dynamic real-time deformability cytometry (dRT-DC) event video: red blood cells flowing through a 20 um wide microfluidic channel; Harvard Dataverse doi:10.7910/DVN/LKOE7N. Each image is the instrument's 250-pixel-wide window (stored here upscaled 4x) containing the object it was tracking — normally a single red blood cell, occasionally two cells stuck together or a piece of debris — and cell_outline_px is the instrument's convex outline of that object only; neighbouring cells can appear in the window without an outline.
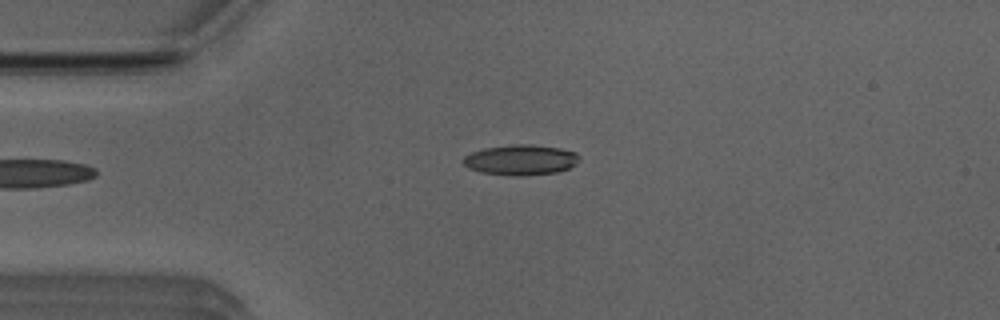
{"species": "Egyptian fruit bat (a non-hibernating species)", "species_latin": "Rousettus aegyptiacus", "temperature_condition": "room temperature", "stored_images_in_passage": 27, "camera_frame_rate_fps": 3000, "um_per_image_px": 0.085, "animal": {"sex": "male"}, "frame": {"image": 1, "passage_image": 1, "time_ms": 0.0, "image_size_px": [1000, 320], "cell_outline_px": [[580, 160], [576, 164], [568, 168], [556, 172], [480, 172], [468, 168], [460, 160], [464, 156], [472, 152], [484, 148], [512, 144], [532, 144], [560, 148], [576, 152], [580, 156]], "centroid_in_image_um": [44.27, 13.51], "position_along_channel_um": 40.7, "area_um2": 19.54}}
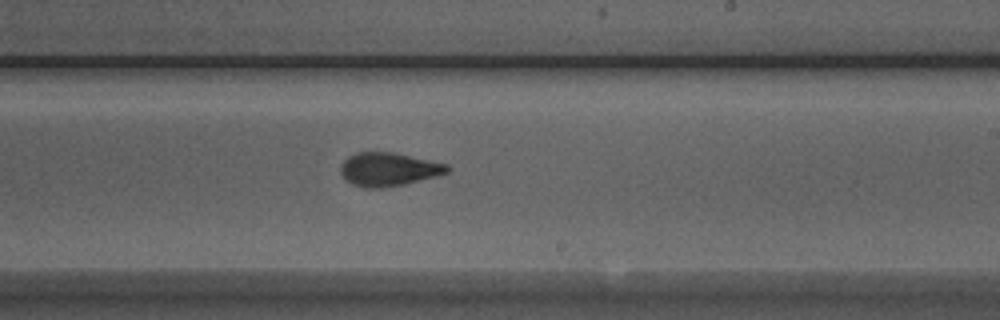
{"frame": {"image": 2, "passage_image": 19, "time_ms": 6.0, "image_size_px": [1000, 320], "cell_outline_px": [[452, 168], [448, 172], [436, 176], [404, 184], [380, 188], [364, 188], [352, 184], [340, 172], [340, 168], [344, 160], [348, 156], [356, 152], [392, 152], [448, 164]], "centroid_in_image_um": [33.03, 14.39], "position_along_channel_um": 256.0, "area_um2": 20.69}}
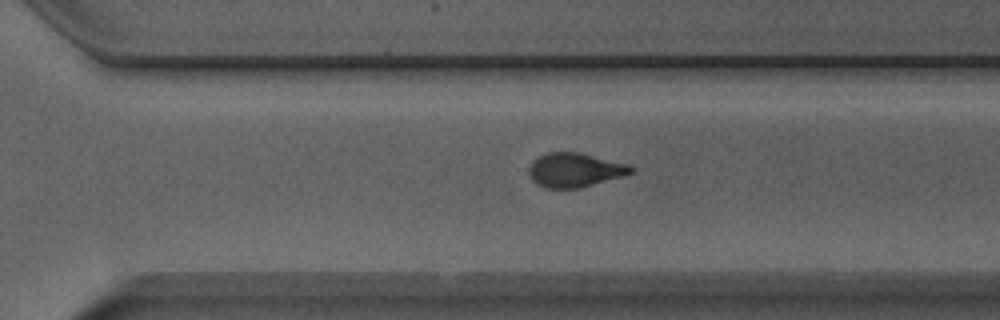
{"frame": {"image": 3, "passage_image": 24, "time_ms": 7.667, "image_size_px": [1000, 320], "cell_outline_px": [[636, 168], [632, 172], [624, 176], [580, 188], [544, 188], [536, 184], [532, 180], [528, 172], [528, 168], [532, 160], [548, 152], [580, 152], [628, 164]], "centroid_in_image_um": [48.85, 14.45], "position_along_channel_um": 321.7, "area_um2": 20.52}, "authors_computed_cell_mechanics": {"area_um2": 20.6924, "velocity_mm_per_s": 3.9563, "shape_relaxation_time_tau1_ms": 4.344, "shape_relaxation_time_tau2_ms": 1.3627, "deformation_change_tau1": 0.1614, "deformation_change_tau2": 0.0706}}